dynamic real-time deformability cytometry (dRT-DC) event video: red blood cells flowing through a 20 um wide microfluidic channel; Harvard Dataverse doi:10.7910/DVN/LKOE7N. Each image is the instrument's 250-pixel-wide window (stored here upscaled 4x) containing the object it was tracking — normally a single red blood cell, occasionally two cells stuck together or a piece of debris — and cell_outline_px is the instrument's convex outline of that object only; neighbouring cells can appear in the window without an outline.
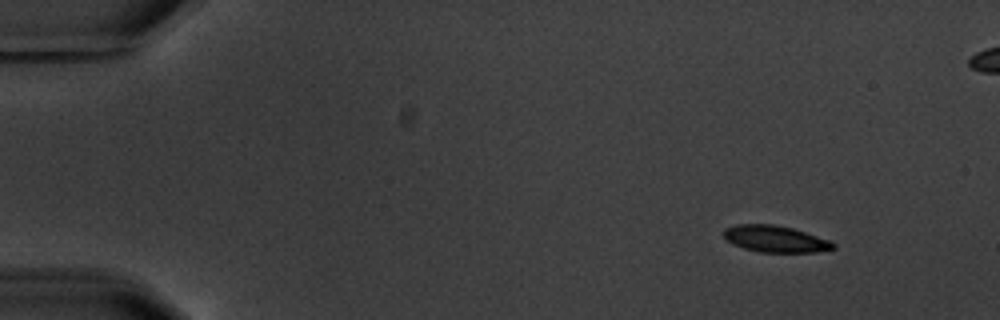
{"species": "common noctule bat (a hibernating species)", "species_latin": "Nyctalus noctula", "temperature_condition": "warm", "stored_images_in_passage": 7, "camera_frame_rate_fps": 3000, "um_per_image_px": 0.085, "animal": {"sex": "male", "body_mass_g": 20.1, "forearm_length_mm": 53.5}, "frame": {"image": 1, "passage_image": 1, "time_ms": 0.0, "image_size_px": [1000, 320], "cell_outline_px": [[836, 248], [816, 252], [760, 252], [744, 248], [732, 244], [724, 236], [724, 228], [736, 224], [772, 224], [792, 228], [828, 240], [836, 244]], "centroid_in_image_um": [65.88, 20.31], "position_along_channel_um": 19.1, "area_um2": 16.82}}
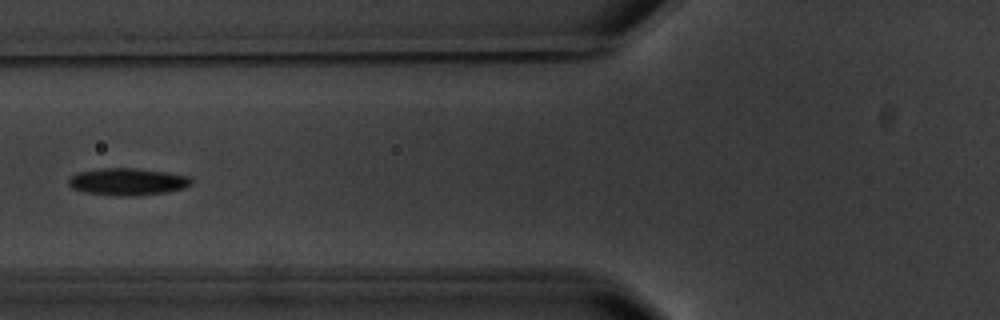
{"frame": {"image": 2, "passage_image": 5, "time_ms": 5.667, "image_size_px": [1000, 320], "cell_outline_px": [[192, 184], [184, 188], [164, 192], [132, 196], [116, 196], [84, 192], [72, 188], [68, 184], [68, 180], [76, 172], [104, 168], [136, 168], [164, 172], [188, 176], [192, 180]], "centroid_in_image_um": [10.81, 15.44], "position_along_channel_um": 115.0, "area_um2": 19.31}}